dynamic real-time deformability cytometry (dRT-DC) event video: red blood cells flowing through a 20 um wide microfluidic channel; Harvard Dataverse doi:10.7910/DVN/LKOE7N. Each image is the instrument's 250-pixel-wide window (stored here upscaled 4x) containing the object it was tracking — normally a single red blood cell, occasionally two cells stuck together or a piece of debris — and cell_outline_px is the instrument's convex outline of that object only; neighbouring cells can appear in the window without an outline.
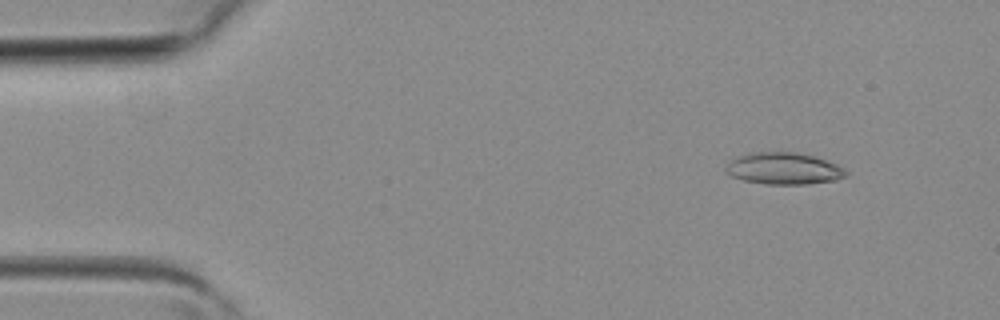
{"species": "common noctule bat (a hibernating species)", "species_latin": "Nyctalus noctula", "temperature_condition": "room temperature", "stored_images_in_passage": 3, "camera_frame_rate_fps": 3000, "um_per_image_px": 0.085, "animal": {"sex": "female", "body_mass_g": 19.3, "forearm_length_mm": 54.1}, "frame": {"image": 1, "passage_image": 1, "time_ms": 0.0, "image_size_px": [1000, 320], "cell_outline_px": [[848, 176], [836, 180], [804, 184], [768, 184], [744, 180], [732, 176], [724, 168], [732, 160], [748, 152], [796, 152], [812, 156], [836, 164], [844, 168], [848, 172]], "centroid_in_image_um": [66.65, 14.32], "position_along_channel_um": 18.4, "area_um2": 22.02}}
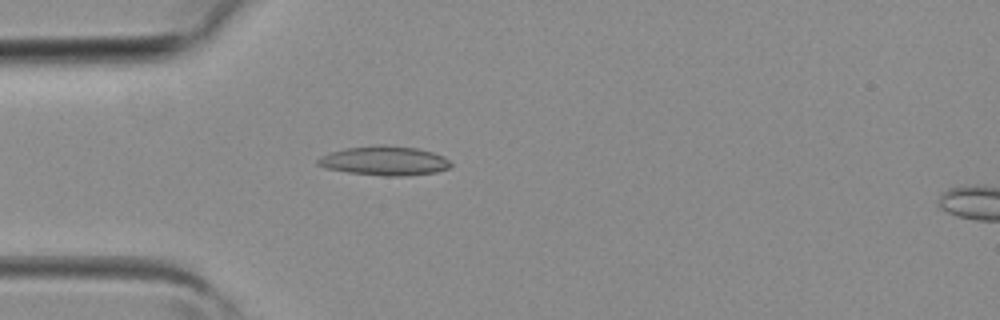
{"frame": {"image": 2, "passage_image": 3, "time_ms": 0.667, "image_size_px": [1000, 320], "cell_outline_px": [[452, 164], [448, 168], [436, 172], [400, 176], [388, 176], [348, 172], [324, 168], [316, 164], [316, 160], [320, 156], [332, 152], [348, 148], [380, 144], [384, 144], [416, 148], [432, 152], [444, 156]], "centroid_in_image_um": [32.66, 13.66], "position_along_channel_um": 52.3, "area_um2": 22.54}}